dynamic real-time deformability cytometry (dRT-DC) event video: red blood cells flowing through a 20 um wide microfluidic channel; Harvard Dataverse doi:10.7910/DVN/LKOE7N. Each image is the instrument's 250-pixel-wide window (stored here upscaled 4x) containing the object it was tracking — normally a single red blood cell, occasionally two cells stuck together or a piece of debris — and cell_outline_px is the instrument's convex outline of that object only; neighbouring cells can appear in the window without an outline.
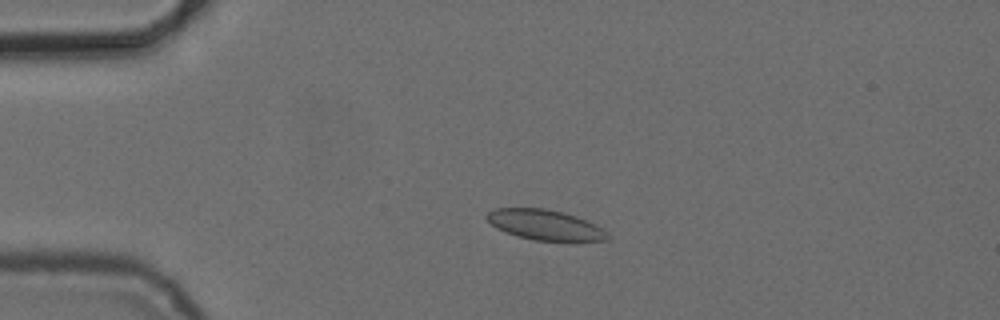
{"species": "common noctule bat (a hibernating species)", "species_latin": "Nyctalus noctula", "temperature_condition": "cold", "stored_images_in_passage": 5, "camera_frame_rate_fps": 3000, "um_per_image_px": 0.085, "animal": {"sex": "female", "body_mass_g": 24.6, "forearm_length_mm": 56.2}, "frame": {"image": 1, "passage_image": 4, "time_ms": 3.333, "image_size_px": [1000, 320], "cell_outline_px": [[608, 240], [536, 240], [516, 236], [504, 232], [496, 228], [484, 216], [488, 212], [496, 208], [544, 208], [564, 212], [576, 216], [600, 228], [608, 236]], "centroid_in_image_um": [46.23, 19.09], "position_along_channel_um": 38.8, "area_um2": 20.81}}